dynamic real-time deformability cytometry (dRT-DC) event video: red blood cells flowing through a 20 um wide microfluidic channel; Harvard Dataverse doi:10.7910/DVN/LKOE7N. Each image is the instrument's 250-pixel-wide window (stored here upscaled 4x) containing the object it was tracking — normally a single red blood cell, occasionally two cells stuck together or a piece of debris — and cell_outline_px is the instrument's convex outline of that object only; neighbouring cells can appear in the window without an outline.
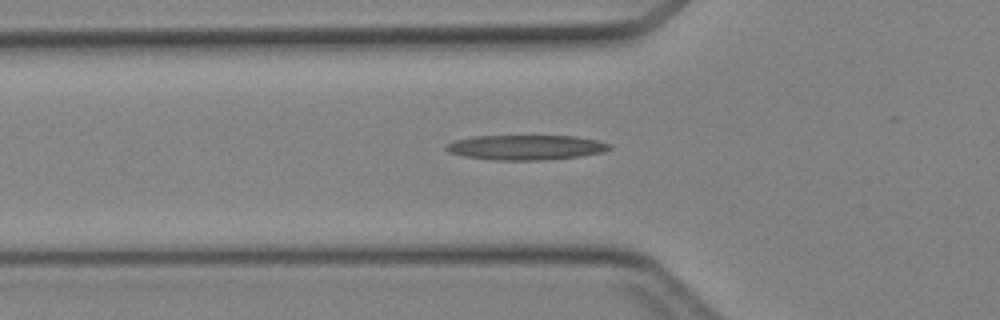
{"species": "Egyptian fruit bat (a non-hibernating species)", "species_latin": "Rousettus aegyptiacus", "temperature_condition": "cold", "stored_images_in_passage": 33, "camera_frame_rate_fps": 3000, "um_per_image_px": 0.085, "animal": {"sex": "female"}, "frame": {"image": 1, "passage_image": 7, "time_ms": 2.0, "image_size_px": [1000, 320], "cell_outline_px": [[612, 148], [604, 152], [580, 156], [544, 160], [496, 160], [464, 156], [448, 152], [444, 148], [444, 144], [456, 140], [472, 136], [576, 136], [596, 140], [612, 144]], "centroid_in_image_um": [44.7, 12.52], "position_along_channel_um": 81.1, "area_um2": 23.81}}
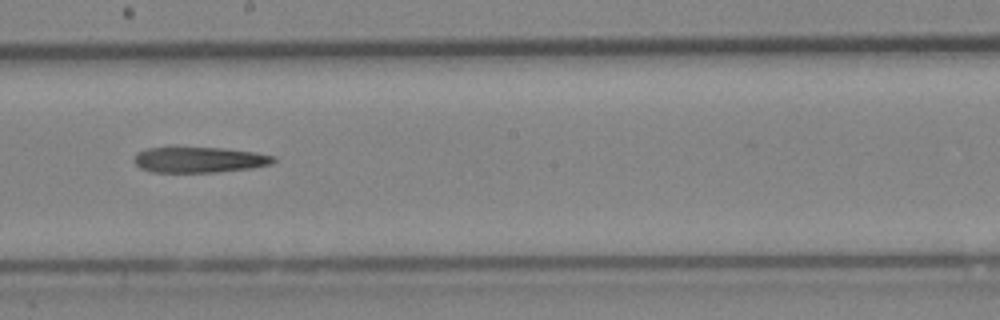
{"frame": {"image": 2, "passage_image": 17, "time_ms": 5.333, "image_size_px": [1000, 320], "cell_outline_px": [[276, 160], [272, 164], [252, 168], [216, 172], [152, 172], [140, 168], [136, 164], [136, 152], [148, 148], [224, 148], [256, 152], [276, 156]], "centroid_in_image_um": [17.0, 13.58], "position_along_channel_um": 231.2, "area_um2": 20.75}}
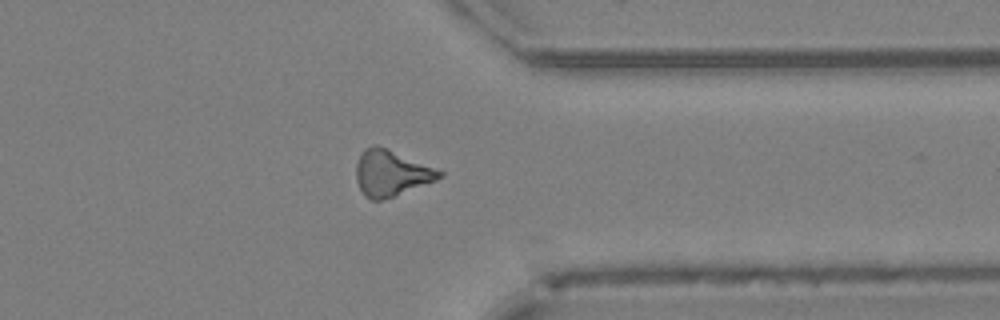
{"frame": {"image": 3, "passage_image": 27, "time_ms": 8.667, "image_size_px": [1000, 320], "cell_outline_px": [[444, 176], [436, 180], [392, 196], [380, 200], [372, 200], [364, 196], [356, 180], [356, 164], [360, 152], [364, 148], [372, 144], [376, 144], [388, 148], [444, 172]], "centroid_in_image_um": [33.21, 14.68], "position_along_channel_um": 378.2, "area_um2": 22.2}}